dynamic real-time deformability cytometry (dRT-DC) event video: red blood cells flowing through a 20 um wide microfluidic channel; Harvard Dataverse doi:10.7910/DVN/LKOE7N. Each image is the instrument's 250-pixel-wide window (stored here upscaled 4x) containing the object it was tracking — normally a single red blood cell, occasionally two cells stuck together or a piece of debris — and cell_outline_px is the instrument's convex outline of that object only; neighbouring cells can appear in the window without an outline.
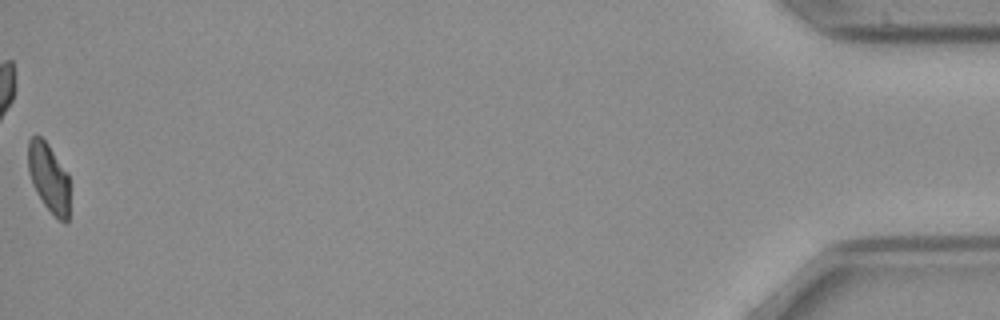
{"species": "common noctule bat (a hibernating species)", "species_latin": "Nyctalus noctula", "temperature_condition": "cold", "stored_images_in_passage": 51, "camera_frame_rate_fps": 3000, "um_per_image_px": 0.085, "animal": {"sex": "female", "body_mass_g": 21.9}, "frame": {"image": 1, "passage_image": 51, "time_ms": 16.667, "image_size_px": [1000, 320], "cell_outline_px": [[68, 220], [64, 224], [44, 204], [32, 184], [28, 172], [28, 140], [32, 136], [40, 136], [48, 144], [68, 172]], "centroid_in_image_um": [4.13, 15.06], "position_along_channel_um": 431.1, "area_um2": 16.53}, "authors_computed_cell_mechanics": {"area_um2": 19.074, "velocity_mm_per_s": 3.9264, "shape_relaxation_time_tau1_ms": 4.7046, "shape_relaxation_time_tau2_ms": null, "deformation_change_tau1": 0.126, "deformation_change_tau2": null}}